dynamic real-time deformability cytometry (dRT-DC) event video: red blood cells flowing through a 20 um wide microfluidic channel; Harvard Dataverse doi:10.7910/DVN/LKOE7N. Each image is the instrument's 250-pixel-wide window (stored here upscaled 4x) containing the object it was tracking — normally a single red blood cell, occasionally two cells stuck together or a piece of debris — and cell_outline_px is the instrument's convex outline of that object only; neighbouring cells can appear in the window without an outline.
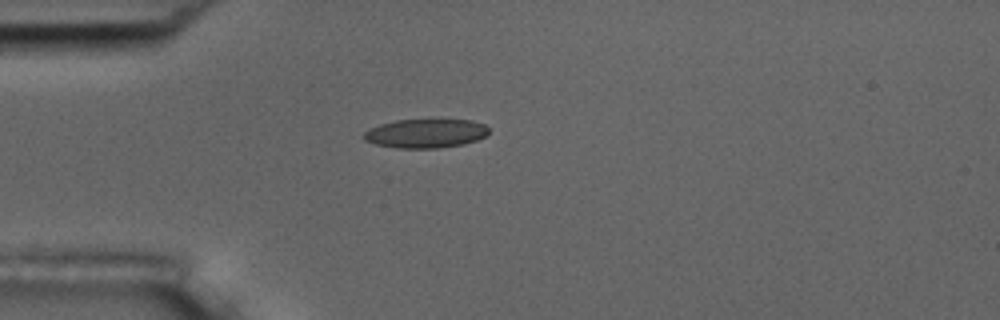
{"species": "common noctule bat (a hibernating species)", "species_latin": "Nyctalus noctula", "temperature_condition": "room temperature", "stored_images_in_passage": 40, "camera_frame_rate_fps": 3000, "um_per_image_px": 0.085, "animal": {"sex": "male", "body_mass_g": 17.5, "forearm_length_mm": 52.3}, "frame": {"image": 1, "passage_image": 1, "time_ms": 0.0, "image_size_px": [1000, 320], "cell_outline_px": [[488, 132], [484, 136], [476, 140], [464, 144], [436, 148], [396, 148], [376, 144], [364, 140], [360, 136], [368, 128], [380, 124], [396, 120], [432, 116], [472, 120], [484, 124], [488, 128]], "centroid_in_image_um": [36.16, 11.28], "position_along_channel_um": 48.8, "area_um2": 22.2}}
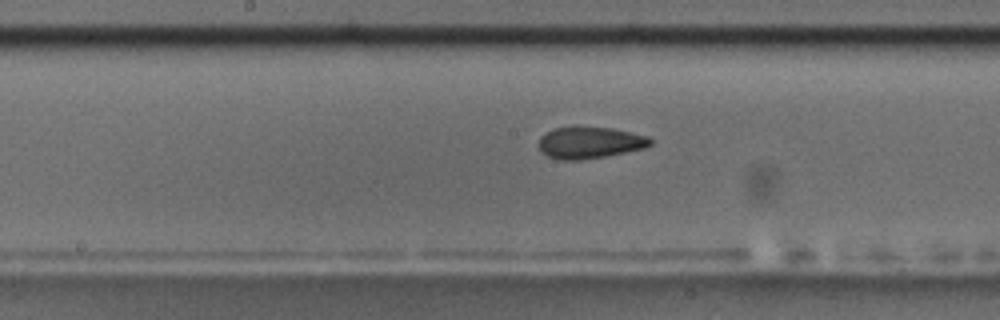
{"frame": {"image": 2, "passage_image": 14, "time_ms": 4.333, "image_size_px": [1000, 320], "cell_outline_px": [[652, 144], [644, 148], [604, 156], [580, 160], [560, 160], [548, 156], [540, 152], [540, 136], [556, 128], [576, 124], [612, 128], [648, 136], [652, 140]], "centroid_in_image_um": [50.11, 12.09], "position_along_channel_um": 198.1, "area_um2": 20.92}}
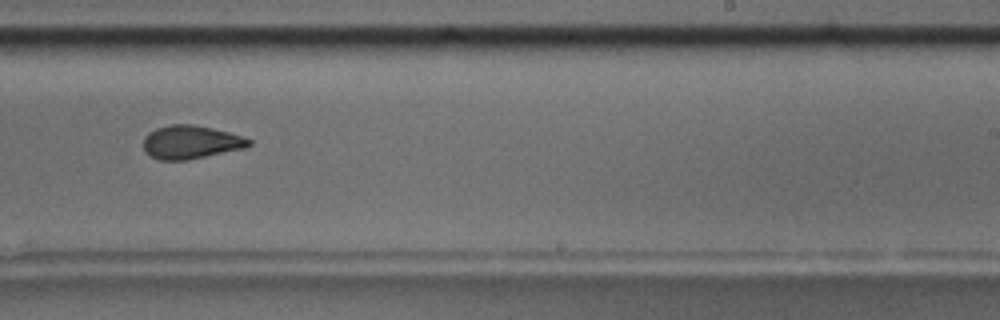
{"frame": {"image": 3, "passage_image": 20, "time_ms": 6.333, "image_size_px": [1000, 320], "cell_outline_px": [[252, 144], [244, 148], [188, 160], [160, 160], [144, 152], [144, 136], [148, 132], [156, 128], [172, 124], [192, 124], [212, 128], [244, 136], [252, 140]], "centroid_in_image_um": [16.22, 12.08], "position_along_channel_um": 272.8, "area_um2": 20.58}, "authors_computed_cell_mechanics": {"area_um2": 21.097, "velocity_mm_per_s": 3.7438, "shape_relaxation_time_tau1_ms": 6.2894, "shape_relaxation_time_tau2_ms": 3.0594, "deformation_change_tau1": 0.1519, "deformation_change_tau2": 0.0982}}